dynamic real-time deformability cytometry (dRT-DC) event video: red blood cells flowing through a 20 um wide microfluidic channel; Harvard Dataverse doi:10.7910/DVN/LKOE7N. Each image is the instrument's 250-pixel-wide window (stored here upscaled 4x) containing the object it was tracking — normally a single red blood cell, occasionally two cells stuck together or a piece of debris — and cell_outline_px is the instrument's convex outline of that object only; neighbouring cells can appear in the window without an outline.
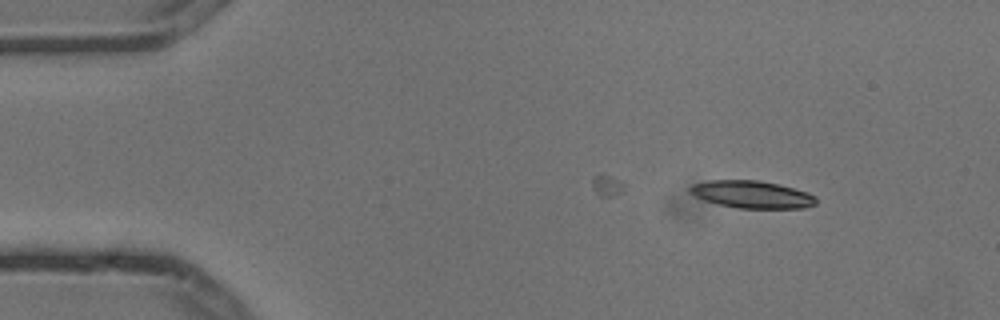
{"species": "common noctule bat (a hibernating species)", "species_latin": "Nyctalus noctula", "temperature_condition": "cold", "stored_images_in_passage": 6, "camera_frame_rate_fps": 3000, "um_per_image_px": 0.085, "animal": {"sex": "male", "body_mass_g": 13.3}, "frame": {"image": 1, "passage_image": 1, "time_ms": 0.0, "image_size_px": [1000, 320], "cell_outline_px": [[816, 204], [804, 208], [736, 208], [704, 200], [688, 192], [688, 188], [692, 184], [708, 180], [760, 180], [780, 184], [808, 192], [816, 196]], "centroid_in_image_um": [63.92, 16.52], "position_along_channel_um": 21.1, "area_um2": 20.29}}
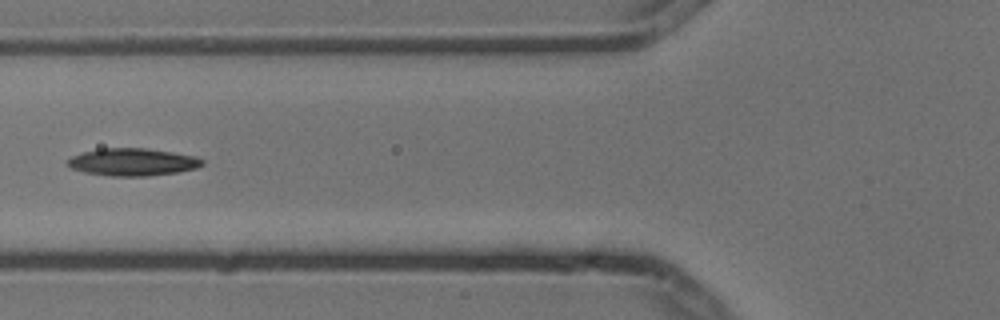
{"frame": {"image": 2, "passage_image": 5, "time_ms": 1.333, "image_size_px": [1000, 320], "cell_outline_px": [[204, 164], [196, 168], [176, 172], [148, 176], [112, 176], [84, 172], [72, 168], [64, 164], [72, 156], [84, 152], [100, 148], [148, 148], [196, 156], [204, 160]], "centroid_in_image_um": [11.27, 13.77], "position_along_channel_um": 114.5, "area_um2": 21.56}}
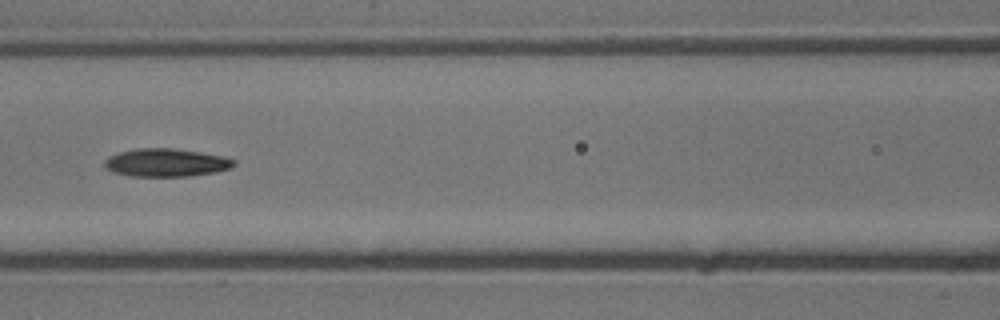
{"frame": {"image": 3, "passage_image": 6, "time_ms": 1.667, "image_size_px": [1000, 320], "cell_outline_px": [[236, 164], [232, 168], [216, 172], [188, 176], [132, 176], [112, 172], [104, 168], [104, 160], [108, 156], [116, 152], [136, 148], [172, 148], [228, 156], [236, 160]], "centroid_in_image_um": [14.13, 13.81], "position_along_channel_um": 152.5, "area_um2": 21.56}}